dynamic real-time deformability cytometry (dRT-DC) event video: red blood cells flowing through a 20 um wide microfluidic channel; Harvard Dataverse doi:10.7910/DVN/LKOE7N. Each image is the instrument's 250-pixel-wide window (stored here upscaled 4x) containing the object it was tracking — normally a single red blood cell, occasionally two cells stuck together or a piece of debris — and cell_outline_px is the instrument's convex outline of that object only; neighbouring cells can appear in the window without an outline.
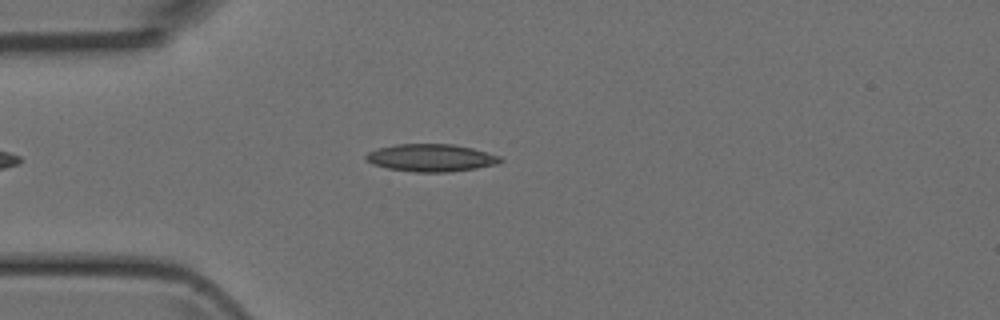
{"species": "Egyptian fruit bat (a non-hibernating species)", "species_latin": "Rousettus aegyptiacus", "temperature_condition": "room temperature", "stored_images_in_passage": 15, "camera_frame_rate_fps": 3000, "um_per_image_px": 0.085, "animal": {"sex": "female"}, "frame": {"image": 1, "passage_image": 2, "time_ms": 0.333, "image_size_px": [1000, 320], "cell_outline_px": [[504, 160], [496, 164], [476, 168], [452, 172], [412, 172], [388, 168], [372, 164], [364, 160], [364, 156], [368, 152], [380, 148], [396, 144], [452, 144], [472, 148], [500, 156]], "centroid_in_image_um": [36.62, 13.42], "position_along_channel_um": 48.4, "area_um2": 21.56}}
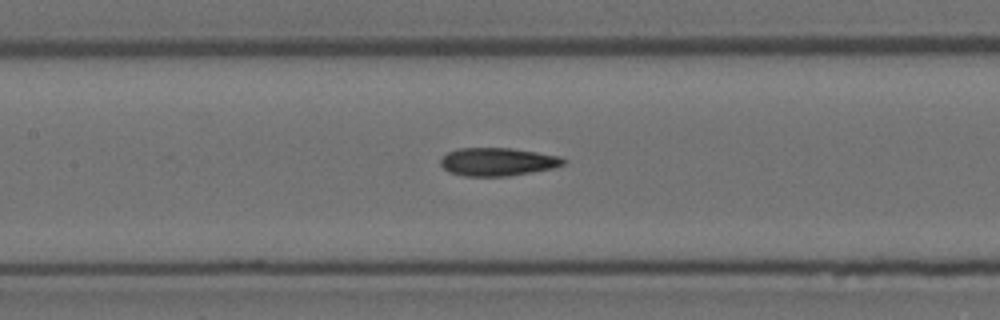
{"frame": {"image": 2, "passage_image": 11, "time_ms": 3.333, "image_size_px": [1000, 320], "cell_outline_px": [[568, 160], [564, 164], [552, 168], [508, 176], [464, 176], [448, 172], [440, 164], [440, 160], [448, 152], [460, 148], [508, 148], [536, 152], [560, 156]], "centroid_in_image_um": [42.29, 13.75], "position_along_channel_um": 165.1, "area_um2": 20.0}}
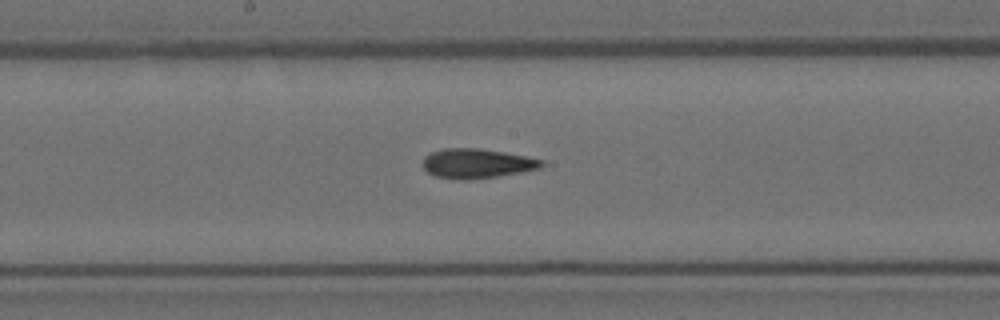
{"frame": {"image": 3, "passage_image": 14, "time_ms": 4.333, "image_size_px": [1000, 320], "cell_outline_px": [[544, 164], [540, 168], [520, 172], [496, 176], [464, 180], [436, 176], [428, 172], [424, 168], [424, 156], [432, 152], [444, 148], [480, 148], [504, 152], [544, 160]], "centroid_in_image_um": [40.53, 13.88], "position_along_channel_um": 207.7, "area_um2": 20.17}}